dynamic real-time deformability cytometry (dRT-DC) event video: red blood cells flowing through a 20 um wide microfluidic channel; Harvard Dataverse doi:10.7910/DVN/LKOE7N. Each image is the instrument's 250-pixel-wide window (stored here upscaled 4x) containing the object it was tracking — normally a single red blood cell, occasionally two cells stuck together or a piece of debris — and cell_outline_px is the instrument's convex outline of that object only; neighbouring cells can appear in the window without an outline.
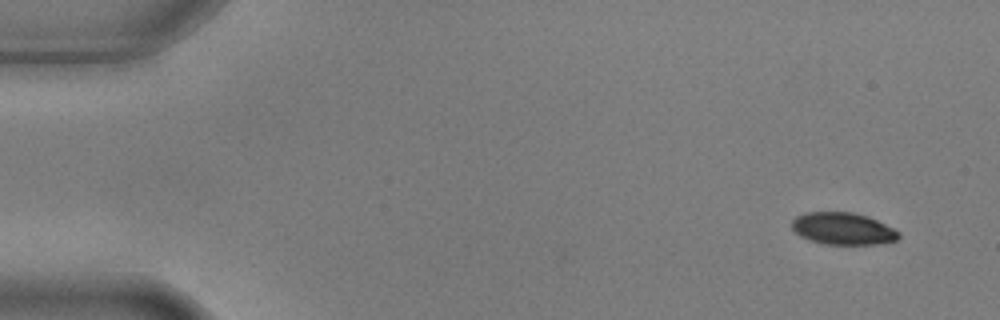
{"species": "common noctule bat (a hibernating species)", "species_latin": "Nyctalus noctula", "temperature_condition": "warm", "stored_images_in_passage": 9, "camera_frame_rate_fps": 3000, "um_per_image_px": 0.085, "animal": {"sex": "male", "body_mass_g": 17.9, "forearm_length_mm": 54.2}, "frame": {"image": 1, "passage_image": 1, "time_ms": 0.0, "image_size_px": [1000, 320], "cell_outline_px": [[900, 236], [896, 240], [884, 244], [824, 244], [800, 236], [792, 228], [792, 220], [796, 216], [804, 212], [852, 212], [868, 216], [900, 232]], "centroid_in_image_um": [71.65, 19.43], "position_along_channel_um": 13.3, "area_um2": 19.94}}
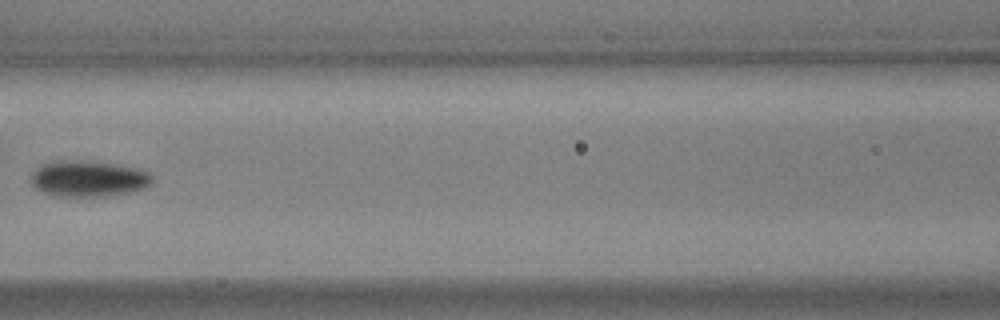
{"frame": {"image": 2, "passage_image": 7, "time_ms": 2.0, "image_size_px": [1000, 320], "cell_outline_px": [[152, 184], [144, 188], [132, 192], [100, 196], [52, 196], [36, 188], [32, 184], [32, 172], [36, 168], [44, 164], [60, 160], [84, 160], [112, 164], [136, 168], [148, 172], [152, 176]], "centroid_in_image_um": [7.51, 15.19], "position_along_channel_um": 159.1, "area_um2": 25.32}}
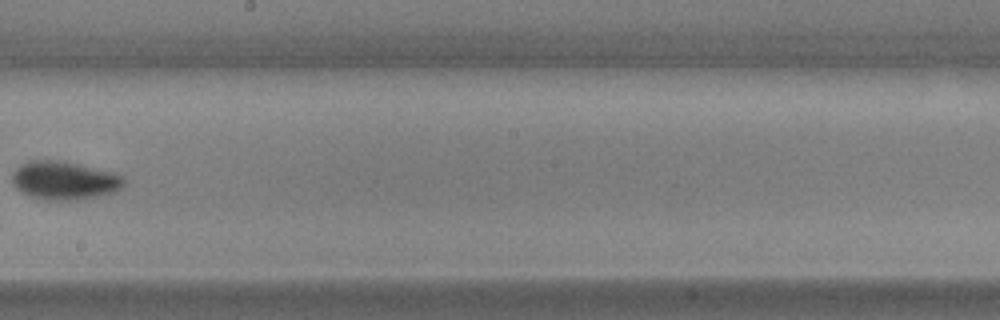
{"frame": {"image": 3, "passage_image": 9, "time_ms": 2.667, "image_size_px": [1000, 320], "cell_outline_px": [[124, 188], [116, 192], [80, 200], [44, 200], [28, 196], [16, 188], [12, 184], [12, 172], [20, 164], [28, 160], [64, 160], [112, 172], [124, 176]], "centroid_in_image_um": [5.46, 15.34], "position_along_channel_um": 242.7, "area_um2": 25.55}}